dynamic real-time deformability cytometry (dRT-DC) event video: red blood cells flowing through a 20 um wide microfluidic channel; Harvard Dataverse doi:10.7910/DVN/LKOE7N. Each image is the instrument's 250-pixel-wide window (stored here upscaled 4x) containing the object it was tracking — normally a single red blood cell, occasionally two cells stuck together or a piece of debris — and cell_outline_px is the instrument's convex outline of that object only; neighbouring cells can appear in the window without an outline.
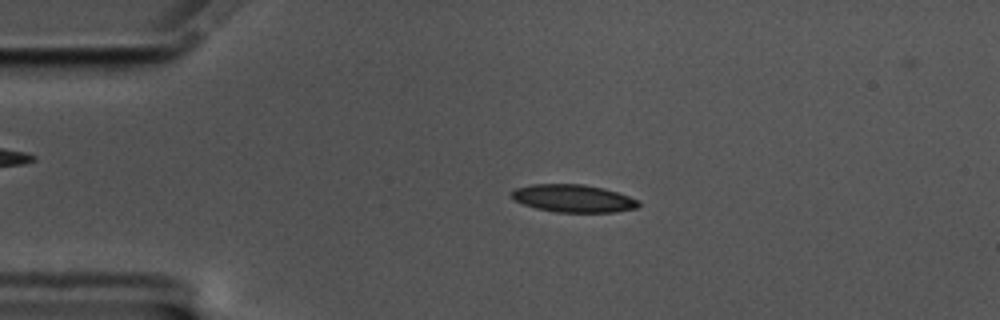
{"species": "common noctule bat (a hibernating species)", "species_latin": "Nyctalus noctula", "temperature_condition": "cold", "stored_images_in_passage": 57, "camera_frame_rate_fps": 3000, "um_per_image_px": 0.085, "animal": {"sex": "male", "body_mass_g": 17.5, "forearm_length_mm": 52.3}, "frame": {"image": 1, "passage_image": 12, "time_ms": 3.667, "image_size_px": [1000, 320], "cell_outline_px": [[640, 204], [636, 208], [616, 212], [556, 212], [536, 208], [512, 200], [512, 192], [516, 188], [532, 184], [584, 184], [604, 188], [640, 200]], "centroid_in_image_um": [48.74, 16.86], "position_along_channel_um": 36.3, "area_um2": 20.46}}
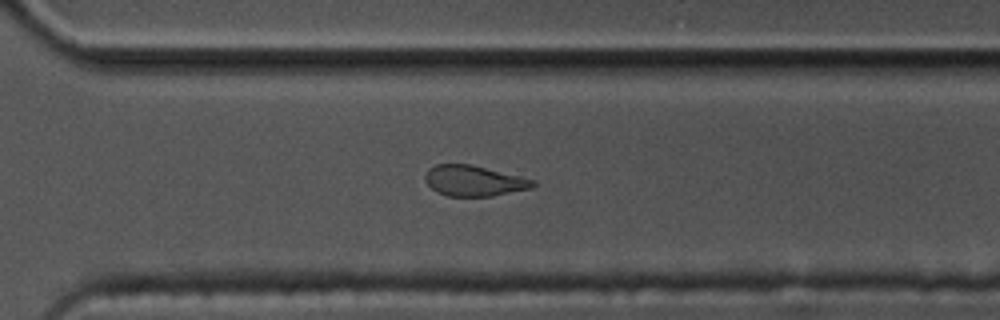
{"frame": {"image": 2, "passage_image": 40, "time_ms": 13.0, "image_size_px": [1000, 320], "cell_outline_px": [[536, 184], [532, 188], [492, 196], [448, 196], [436, 192], [424, 180], [424, 176], [428, 168], [436, 164], [472, 164], [536, 180]], "centroid_in_image_um": [40.28, 15.36], "position_along_channel_um": 330.3, "area_um2": 19.36}}
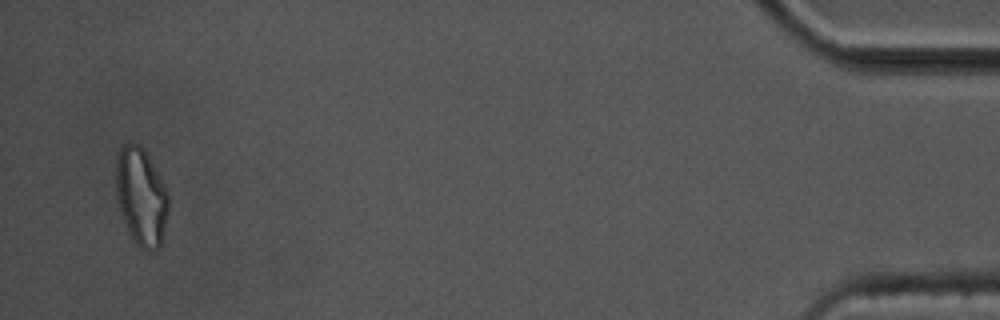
{"frame": {"image": 3, "passage_image": 55, "time_ms": 18.0, "image_size_px": [1000, 320], "cell_outline_px": [[168, 212], [160, 248], [148, 252], [140, 248], [136, 244], [128, 232], [120, 208], [116, 192], [116, 156], [120, 148], [124, 144], [140, 144], [164, 184], [168, 192]], "centroid_in_image_um": [12.0, 16.75], "position_along_channel_um": 423.2, "area_um2": 29.65}, "authors_computed_cell_mechanics": {"area_um2": 20.4612, "velocity_mm_per_s": 3.5169, "shape_relaxation_time_tau1_ms": null, "shape_relaxation_time_tau2_ms": 4.5226, "deformation_change_tau1": null, "deformation_change_tau2": 0.1222}}